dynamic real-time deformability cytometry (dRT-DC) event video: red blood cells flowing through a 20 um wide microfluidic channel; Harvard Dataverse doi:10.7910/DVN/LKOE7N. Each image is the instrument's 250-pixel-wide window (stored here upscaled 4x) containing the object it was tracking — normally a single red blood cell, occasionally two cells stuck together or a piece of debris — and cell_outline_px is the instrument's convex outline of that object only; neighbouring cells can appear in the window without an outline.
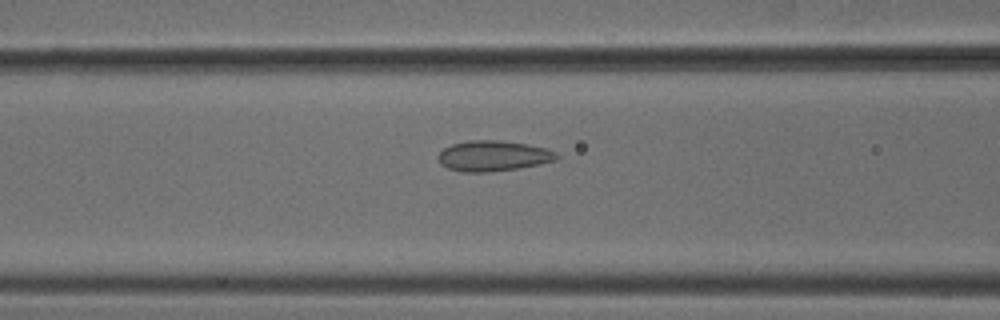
{"species": "common noctule bat (a hibernating species)", "species_latin": "Nyctalus noctula", "temperature_condition": "cold", "stored_images_in_passage": 52, "camera_frame_rate_fps": 3000, "um_per_image_px": 0.085, "animal": {"sex": "male", "body_mass_g": 18.8}, "frame": {"image": 1, "passage_image": 21, "time_ms": 6.667, "image_size_px": [1000, 320], "cell_outline_px": [[560, 156], [556, 160], [540, 164], [516, 168], [488, 172], [464, 172], [448, 168], [440, 164], [436, 156], [444, 148], [452, 144], [468, 140], [500, 140], [528, 144], [544, 148], [556, 152]], "centroid_in_image_um": [41.9, 13.24], "position_along_channel_um": 124.7, "area_um2": 21.1}}
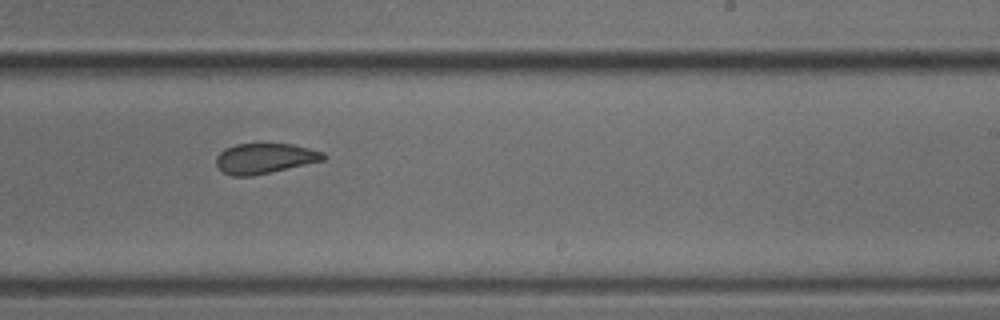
{"frame": {"image": 2, "passage_image": 32, "time_ms": 10.333, "image_size_px": [1000, 320], "cell_outline_px": [[328, 156], [324, 160], [252, 176], [232, 176], [224, 172], [216, 164], [216, 156], [224, 148], [236, 144], [292, 144], [324, 152]], "centroid_in_image_um": [22.5, 13.46], "position_along_channel_um": 266.5, "area_um2": 18.79}}
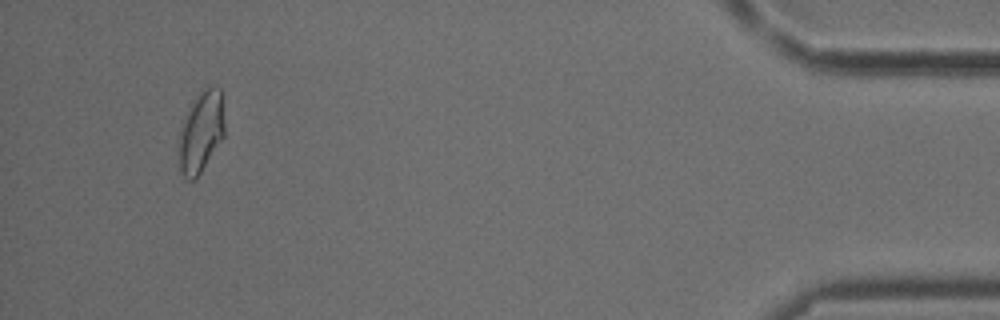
{"frame": {"image": 3, "passage_image": 49, "time_ms": 16.0, "image_size_px": [1000, 320], "cell_outline_px": [[224, 136], [196, 180], [188, 180], [180, 172], [180, 128], [184, 116], [192, 100], [204, 84], [216, 84], [220, 88], [224, 124]], "centroid_in_image_um": [17.09, 11.13], "position_along_channel_um": 418.1, "area_um2": 21.96}, "authors_computed_cell_mechanics": {"area_um2": 20.7502, "velocity_mm_per_s": 3.8636, "shape_relaxation_time_tau1_ms": 3.4854, "shape_relaxation_time_tau2_ms": 1.6139, "deformation_change_tau1": 0.0645, "deformation_change_tau2": 0.064}}